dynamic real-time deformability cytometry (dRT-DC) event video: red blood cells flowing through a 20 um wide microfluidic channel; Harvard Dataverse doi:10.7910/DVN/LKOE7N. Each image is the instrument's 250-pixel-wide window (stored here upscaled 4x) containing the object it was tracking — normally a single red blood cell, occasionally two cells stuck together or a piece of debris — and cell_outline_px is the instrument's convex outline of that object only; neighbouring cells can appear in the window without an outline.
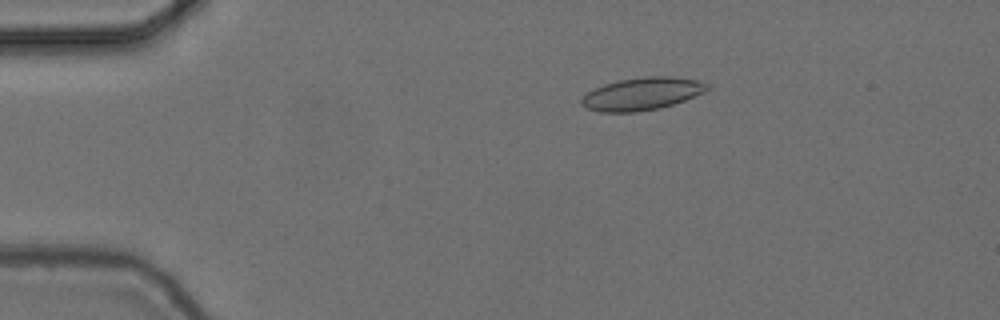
{"species": "common noctule bat (a hibernating species)", "species_latin": "Nyctalus noctula", "temperature_condition": "cold", "stored_images_in_passage": 37, "camera_frame_rate_fps": 3000, "um_per_image_px": 0.085, "animal": {"sex": "female", "body_mass_g": 24.6, "forearm_length_mm": 56.2}, "frame": {"image": 1, "passage_image": 2, "time_ms": 0.333, "image_size_px": [1000, 320], "cell_outline_px": [[712, 88], [704, 92], [684, 100], [660, 108], [636, 112], [600, 112], [588, 108], [580, 104], [580, 100], [588, 92], [604, 84], [620, 80], [644, 76], [672, 76], [700, 80], [708, 84]], "centroid_in_image_um": [54.6, 7.96], "position_along_channel_um": 30.4, "area_um2": 23.87}}
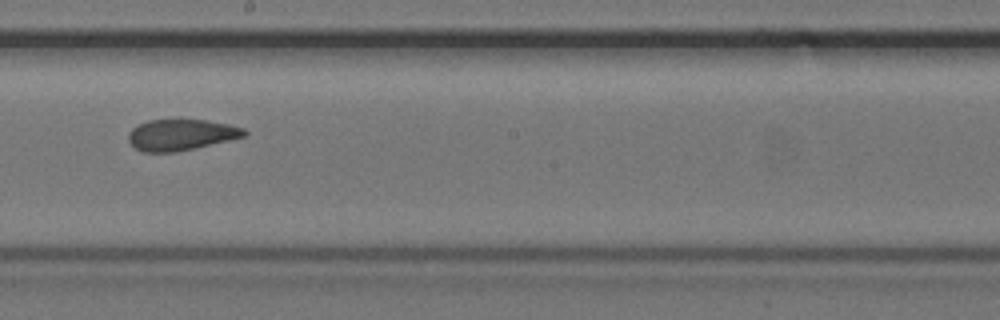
{"frame": {"image": 2, "passage_image": 23, "time_ms": 7.333, "image_size_px": [1000, 320], "cell_outline_px": [[248, 132], [244, 136], [228, 140], [176, 152], [144, 152], [136, 148], [128, 140], [128, 132], [132, 128], [148, 120], [176, 116], [208, 120], [228, 124], [244, 128]], "centroid_in_image_um": [15.36, 11.4], "position_along_channel_um": 232.8, "area_um2": 21.62}}
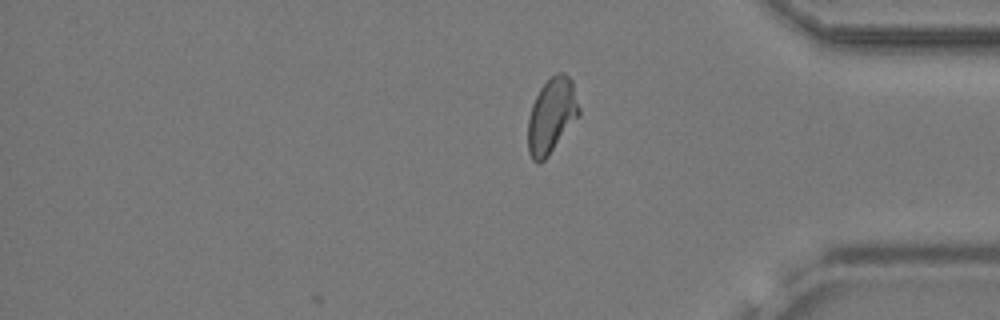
{"frame": {"image": 3, "passage_image": 37, "time_ms": 12.0, "image_size_px": [1000, 320], "cell_outline_px": [[580, 116], [548, 156], [540, 164], [536, 164], [532, 160], [528, 152], [528, 120], [532, 104], [540, 88], [556, 72], [564, 72], [572, 80], [580, 108]], "centroid_in_image_um": [46.9, 9.85], "position_along_channel_um": 388.3, "area_um2": 22.6}, "authors_computed_cell_mechanics": {"area_um2": 22.0796, "velocity_mm_per_s": 3.6947, "shape_relaxation_time_tau1_ms": 7.0849, "shape_relaxation_time_tau2_ms": 1.778, "deformation_change_tau1": 0.1436, "deformation_change_tau2": 0.0661}}